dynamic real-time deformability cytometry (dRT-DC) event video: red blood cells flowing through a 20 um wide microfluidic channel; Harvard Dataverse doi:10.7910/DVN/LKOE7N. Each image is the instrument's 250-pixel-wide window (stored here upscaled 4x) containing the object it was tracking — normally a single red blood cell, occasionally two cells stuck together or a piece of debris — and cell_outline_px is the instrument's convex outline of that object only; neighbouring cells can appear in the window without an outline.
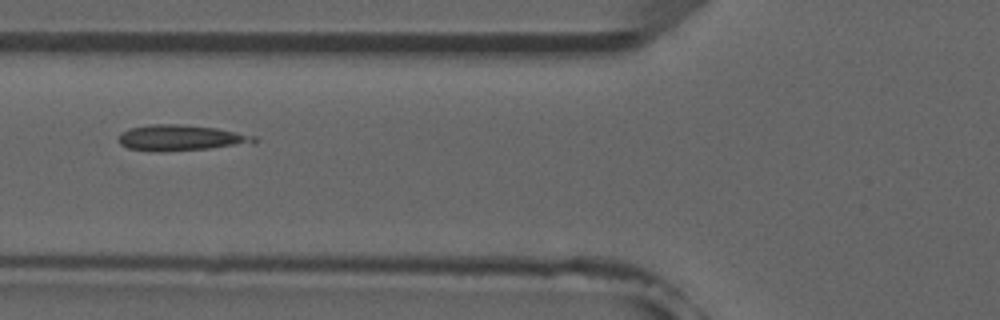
{"species": "common noctule bat (a hibernating species)", "species_latin": "Nyctalus noctula", "temperature_condition": "room temperature", "stored_images_in_passage": 9, "camera_frame_rate_fps": 3000, "um_per_image_px": 0.085, "animal": {"sex": "male", "forearm_length_mm": 52.5}, "frame": {"image": 1, "passage_image": 6, "time_ms": 5.667, "image_size_px": [1000, 320], "cell_outline_px": [[256, 144], [164, 152], [152, 152], [128, 148], [120, 144], [120, 132], [128, 128], [152, 124], [180, 124], [216, 128], [256, 136]], "centroid_in_image_um": [15.38, 11.73], "position_along_channel_um": 110.4, "area_um2": 20.63}}
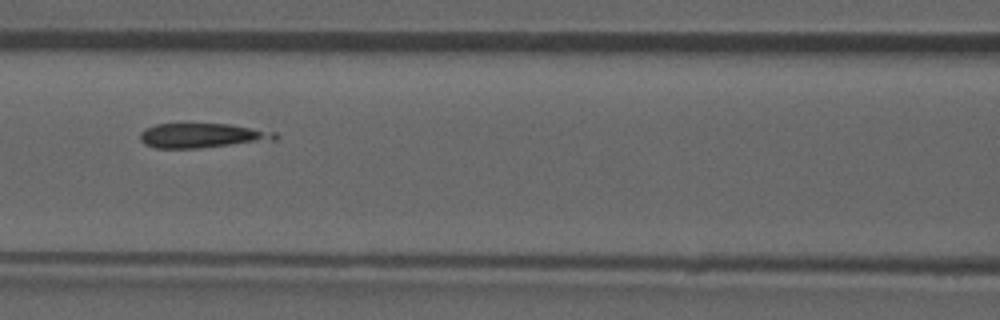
{"frame": {"image": 2, "passage_image": 7, "time_ms": 6.667, "image_size_px": [1000, 320], "cell_outline_px": [[280, 136], [276, 140], [200, 148], [156, 148], [144, 144], [140, 140], [140, 132], [144, 128], [156, 124], [228, 124], [276, 132]], "centroid_in_image_um": [17.18, 11.53], "position_along_channel_um": 149.4, "area_um2": 19.42}}